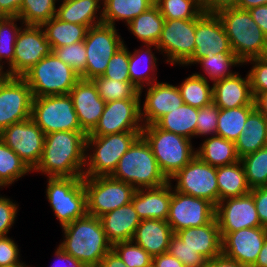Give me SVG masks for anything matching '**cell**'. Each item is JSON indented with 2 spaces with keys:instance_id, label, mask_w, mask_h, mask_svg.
Here are the masks:
<instances>
[{
  "instance_id": "obj_1",
  "label": "cell",
  "mask_w": 267,
  "mask_h": 267,
  "mask_svg": "<svg viewBox=\"0 0 267 267\" xmlns=\"http://www.w3.org/2000/svg\"><path fill=\"white\" fill-rule=\"evenodd\" d=\"M86 136L84 131L46 134L41 160L33 171L47 177H83Z\"/></svg>"
},
{
  "instance_id": "obj_2",
  "label": "cell",
  "mask_w": 267,
  "mask_h": 267,
  "mask_svg": "<svg viewBox=\"0 0 267 267\" xmlns=\"http://www.w3.org/2000/svg\"><path fill=\"white\" fill-rule=\"evenodd\" d=\"M62 229L63 241L59 246L87 267H98L112 249L99 217L87 214Z\"/></svg>"
},
{
  "instance_id": "obj_3",
  "label": "cell",
  "mask_w": 267,
  "mask_h": 267,
  "mask_svg": "<svg viewBox=\"0 0 267 267\" xmlns=\"http://www.w3.org/2000/svg\"><path fill=\"white\" fill-rule=\"evenodd\" d=\"M233 53L244 64L267 56V36L253 20L248 10L227 8L219 11Z\"/></svg>"
},
{
  "instance_id": "obj_4",
  "label": "cell",
  "mask_w": 267,
  "mask_h": 267,
  "mask_svg": "<svg viewBox=\"0 0 267 267\" xmlns=\"http://www.w3.org/2000/svg\"><path fill=\"white\" fill-rule=\"evenodd\" d=\"M111 176L132 185L136 190L158 187L168 182L142 135L120 158Z\"/></svg>"
},
{
  "instance_id": "obj_5",
  "label": "cell",
  "mask_w": 267,
  "mask_h": 267,
  "mask_svg": "<svg viewBox=\"0 0 267 267\" xmlns=\"http://www.w3.org/2000/svg\"><path fill=\"white\" fill-rule=\"evenodd\" d=\"M141 135L151 147L159 169L168 181L196 156V148L190 139L163 130L156 124L144 125Z\"/></svg>"
},
{
  "instance_id": "obj_6",
  "label": "cell",
  "mask_w": 267,
  "mask_h": 267,
  "mask_svg": "<svg viewBox=\"0 0 267 267\" xmlns=\"http://www.w3.org/2000/svg\"><path fill=\"white\" fill-rule=\"evenodd\" d=\"M140 135L141 132H122L105 136H86L83 177L111 176L120 158ZM91 150L92 152H89Z\"/></svg>"
},
{
  "instance_id": "obj_7",
  "label": "cell",
  "mask_w": 267,
  "mask_h": 267,
  "mask_svg": "<svg viewBox=\"0 0 267 267\" xmlns=\"http://www.w3.org/2000/svg\"><path fill=\"white\" fill-rule=\"evenodd\" d=\"M22 78L29 85L33 97L68 95L81 79L79 74L53 52L30 68Z\"/></svg>"
},
{
  "instance_id": "obj_8",
  "label": "cell",
  "mask_w": 267,
  "mask_h": 267,
  "mask_svg": "<svg viewBox=\"0 0 267 267\" xmlns=\"http://www.w3.org/2000/svg\"><path fill=\"white\" fill-rule=\"evenodd\" d=\"M83 177H47L46 197L60 227L87 215Z\"/></svg>"
},
{
  "instance_id": "obj_9",
  "label": "cell",
  "mask_w": 267,
  "mask_h": 267,
  "mask_svg": "<svg viewBox=\"0 0 267 267\" xmlns=\"http://www.w3.org/2000/svg\"><path fill=\"white\" fill-rule=\"evenodd\" d=\"M87 194V214L101 217L131 202L136 189L112 176L83 177Z\"/></svg>"
},
{
  "instance_id": "obj_10",
  "label": "cell",
  "mask_w": 267,
  "mask_h": 267,
  "mask_svg": "<svg viewBox=\"0 0 267 267\" xmlns=\"http://www.w3.org/2000/svg\"><path fill=\"white\" fill-rule=\"evenodd\" d=\"M31 119L45 135L58 131H83L69 94L33 97Z\"/></svg>"
},
{
  "instance_id": "obj_11",
  "label": "cell",
  "mask_w": 267,
  "mask_h": 267,
  "mask_svg": "<svg viewBox=\"0 0 267 267\" xmlns=\"http://www.w3.org/2000/svg\"><path fill=\"white\" fill-rule=\"evenodd\" d=\"M115 26L101 23L88 28L84 45L86 48V68L81 79L93 80L105 73L112 56L125 43Z\"/></svg>"
},
{
  "instance_id": "obj_12",
  "label": "cell",
  "mask_w": 267,
  "mask_h": 267,
  "mask_svg": "<svg viewBox=\"0 0 267 267\" xmlns=\"http://www.w3.org/2000/svg\"><path fill=\"white\" fill-rule=\"evenodd\" d=\"M172 180L176 181L175 186ZM169 181L175 191L206 199L215 206L219 203L216 167L205 163L197 155Z\"/></svg>"
},
{
  "instance_id": "obj_13",
  "label": "cell",
  "mask_w": 267,
  "mask_h": 267,
  "mask_svg": "<svg viewBox=\"0 0 267 267\" xmlns=\"http://www.w3.org/2000/svg\"><path fill=\"white\" fill-rule=\"evenodd\" d=\"M141 97L106 102L104 111L94 130L87 136H105L122 132H141Z\"/></svg>"
},
{
  "instance_id": "obj_14",
  "label": "cell",
  "mask_w": 267,
  "mask_h": 267,
  "mask_svg": "<svg viewBox=\"0 0 267 267\" xmlns=\"http://www.w3.org/2000/svg\"><path fill=\"white\" fill-rule=\"evenodd\" d=\"M52 52L41 25H24L20 29L13 62L4 70V75L22 77L30 68Z\"/></svg>"
},
{
  "instance_id": "obj_15",
  "label": "cell",
  "mask_w": 267,
  "mask_h": 267,
  "mask_svg": "<svg viewBox=\"0 0 267 267\" xmlns=\"http://www.w3.org/2000/svg\"><path fill=\"white\" fill-rule=\"evenodd\" d=\"M196 19H165L156 44L170 65H183L195 50Z\"/></svg>"
},
{
  "instance_id": "obj_16",
  "label": "cell",
  "mask_w": 267,
  "mask_h": 267,
  "mask_svg": "<svg viewBox=\"0 0 267 267\" xmlns=\"http://www.w3.org/2000/svg\"><path fill=\"white\" fill-rule=\"evenodd\" d=\"M33 95L22 77L0 76V130L31 118Z\"/></svg>"
},
{
  "instance_id": "obj_17",
  "label": "cell",
  "mask_w": 267,
  "mask_h": 267,
  "mask_svg": "<svg viewBox=\"0 0 267 267\" xmlns=\"http://www.w3.org/2000/svg\"><path fill=\"white\" fill-rule=\"evenodd\" d=\"M1 140L11 148L32 171L39 164L43 154L45 134L31 118L13 123L2 130Z\"/></svg>"
},
{
  "instance_id": "obj_18",
  "label": "cell",
  "mask_w": 267,
  "mask_h": 267,
  "mask_svg": "<svg viewBox=\"0 0 267 267\" xmlns=\"http://www.w3.org/2000/svg\"><path fill=\"white\" fill-rule=\"evenodd\" d=\"M216 206L210 201L186 195L172 188L167 223L173 233L179 230L199 227L215 219Z\"/></svg>"
},
{
  "instance_id": "obj_19",
  "label": "cell",
  "mask_w": 267,
  "mask_h": 267,
  "mask_svg": "<svg viewBox=\"0 0 267 267\" xmlns=\"http://www.w3.org/2000/svg\"><path fill=\"white\" fill-rule=\"evenodd\" d=\"M220 52H233L224 25L217 14L203 12L196 18L195 50L182 66L194 65L199 59Z\"/></svg>"
},
{
  "instance_id": "obj_20",
  "label": "cell",
  "mask_w": 267,
  "mask_h": 267,
  "mask_svg": "<svg viewBox=\"0 0 267 267\" xmlns=\"http://www.w3.org/2000/svg\"><path fill=\"white\" fill-rule=\"evenodd\" d=\"M215 218L221 237L229 232L262 226L250 193L219 201L216 205Z\"/></svg>"
},
{
  "instance_id": "obj_21",
  "label": "cell",
  "mask_w": 267,
  "mask_h": 267,
  "mask_svg": "<svg viewBox=\"0 0 267 267\" xmlns=\"http://www.w3.org/2000/svg\"><path fill=\"white\" fill-rule=\"evenodd\" d=\"M267 237V228L251 227L229 232L222 237V254L245 267H252Z\"/></svg>"
},
{
  "instance_id": "obj_22",
  "label": "cell",
  "mask_w": 267,
  "mask_h": 267,
  "mask_svg": "<svg viewBox=\"0 0 267 267\" xmlns=\"http://www.w3.org/2000/svg\"><path fill=\"white\" fill-rule=\"evenodd\" d=\"M81 129L88 135L97 126L106 102L93 80L80 79L69 92Z\"/></svg>"
},
{
  "instance_id": "obj_23",
  "label": "cell",
  "mask_w": 267,
  "mask_h": 267,
  "mask_svg": "<svg viewBox=\"0 0 267 267\" xmlns=\"http://www.w3.org/2000/svg\"><path fill=\"white\" fill-rule=\"evenodd\" d=\"M147 88L141 106L143 125L155 124L162 116L184 104L177 85L155 82Z\"/></svg>"
},
{
  "instance_id": "obj_24",
  "label": "cell",
  "mask_w": 267,
  "mask_h": 267,
  "mask_svg": "<svg viewBox=\"0 0 267 267\" xmlns=\"http://www.w3.org/2000/svg\"><path fill=\"white\" fill-rule=\"evenodd\" d=\"M213 102L220 109L255 106L249 75L243 78L239 72L213 84Z\"/></svg>"
},
{
  "instance_id": "obj_25",
  "label": "cell",
  "mask_w": 267,
  "mask_h": 267,
  "mask_svg": "<svg viewBox=\"0 0 267 267\" xmlns=\"http://www.w3.org/2000/svg\"><path fill=\"white\" fill-rule=\"evenodd\" d=\"M172 197V184L167 183L153 188L137 189L132 197V204L138 217L166 221Z\"/></svg>"
},
{
  "instance_id": "obj_26",
  "label": "cell",
  "mask_w": 267,
  "mask_h": 267,
  "mask_svg": "<svg viewBox=\"0 0 267 267\" xmlns=\"http://www.w3.org/2000/svg\"><path fill=\"white\" fill-rule=\"evenodd\" d=\"M192 249L202 255L207 261L222 253V237L216 218L199 227H190L175 233Z\"/></svg>"
},
{
  "instance_id": "obj_27",
  "label": "cell",
  "mask_w": 267,
  "mask_h": 267,
  "mask_svg": "<svg viewBox=\"0 0 267 267\" xmlns=\"http://www.w3.org/2000/svg\"><path fill=\"white\" fill-rule=\"evenodd\" d=\"M99 218L106 237L112 245L118 242L131 241L141 222L132 202L107 212Z\"/></svg>"
},
{
  "instance_id": "obj_28",
  "label": "cell",
  "mask_w": 267,
  "mask_h": 267,
  "mask_svg": "<svg viewBox=\"0 0 267 267\" xmlns=\"http://www.w3.org/2000/svg\"><path fill=\"white\" fill-rule=\"evenodd\" d=\"M173 234L167 221L143 219L137 226L132 241L155 257L168 251Z\"/></svg>"
},
{
  "instance_id": "obj_29",
  "label": "cell",
  "mask_w": 267,
  "mask_h": 267,
  "mask_svg": "<svg viewBox=\"0 0 267 267\" xmlns=\"http://www.w3.org/2000/svg\"><path fill=\"white\" fill-rule=\"evenodd\" d=\"M143 46L140 47L142 49H135L134 52L129 51L130 82L138 88L140 94L144 92V87L158 82L155 72H157L156 63L159 59L151 48L153 47L160 52L156 45L144 44Z\"/></svg>"
},
{
  "instance_id": "obj_30",
  "label": "cell",
  "mask_w": 267,
  "mask_h": 267,
  "mask_svg": "<svg viewBox=\"0 0 267 267\" xmlns=\"http://www.w3.org/2000/svg\"><path fill=\"white\" fill-rule=\"evenodd\" d=\"M60 1L62 3L57 8L56 17L61 21L83 25L87 28L103 23L102 0Z\"/></svg>"
},
{
  "instance_id": "obj_31",
  "label": "cell",
  "mask_w": 267,
  "mask_h": 267,
  "mask_svg": "<svg viewBox=\"0 0 267 267\" xmlns=\"http://www.w3.org/2000/svg\"><path fill=\"white\" fill-rule=\"evenodd\" d=\"M267 146V119L255 109L247 118L242 133L235 141L238 157L254 153Z\"/></svg>"
},
{
  "instance_id": "obj_32",
  "label": "cell",
  "mask_w": 267,
  "mask_h": 267,
  "mask_svg": "<svg viewBox=\"0 0 267 267\" xmlns=\"http://www.w3.org/2000/svg\"><path fill=\"white\" fill-rule=\"evenodd\" d=\"M200 147L196 148V155L205 163L214 166H227L240 161L235 142L215 135L203 139Z\"/></svg>"
},
{
  "instance_id": "obj_33",
  "label": "cell",
  "mask_w": 267,
  "mask_h": 267,
  "mask_svg": "<svg viewBox=\"0 0 267 267\" xmlns=\"http://www.w3.org/2000/svg\"><path fill=\"white\" fill-rule=\"evenodd\" d=\"M155 0H104L102 4L103 23L116 27V21L128 25L135 17L147 11Z\"/></svg>"
},
{
  "instance_id": "obj_34",
  "label": "cell",
  "mask_w": 267,
  "mask_h": 267,
  "mask_svg": "<svg viewBox=\"0 0 267 267\" xmlns=\"http://www.w3.org/2000/svg\"><path fill=\"white\" fill-rule=\"evenodd\" d=\"M219 201L240 197L250 193L241 161L227 166L216 167Z\"/></svg>"
},
{
  "instance_id": "obj_35",
  "label": "cell",
  "mask_w": 267,
  "mask_h": 267,
  "mask_svg": "<svg viewBox=\"0 0 267 267\" xmlns=\"http://www.w3.org/2000/svg\"><path fill=\"white\" fill-rule=\"evenodd\" d=\"M165 18L154 4L147 11L135 17L127 26L131 34L143 45H156L163 29Z\"/></svg>"
},
{
  "instance_id": "obj_36",
  "label": "cell",
  "mask_w": 267,
  "mask_h": 267,
  "mask_svg": "<svg viewBox=\"0 0 267 267\" xmlns=\"http://www.w3.org/2000/svg\"><path fill=\"white\" fill-rule=\"evenodd\" d=\"M197 117L198 108L183 104L162 116L155 124L163 130L192 140L196 133Z\"/></svg>"
},
{
  "instance_id": "obj_37",
  "label": "cell",
  "mask_w": 267,
  "mask_h": 267,
  "mask_svg": "<svg viewBox=\"0 0 267 267\" xmlns=\"http://www.w3.org/2000/svg\"><path fill=\"white\" fill-rule=\"evenodd\" d=\"M41 26L51 48H59L84 41L88 30L86 26L61 21L56 16L44 22Z\"/></svg>"
},
{
  "instance_id": "obj_38",
  "label": "cell",
  "mask_w": 267,
  "mask_h": 267,
  "mask_svg": "<svg viewBox=\"0 0 267 267\" xmlns=\"http://www.w3.org/2000/svg\"><path fill=\"white\" fill-rule=\"evenodd\" d=\"M195 64H200V68H203L204 74H206V76L208 75V77L198 72L194 74L205 78L207 81H209V78L210 81H212L211 83L234 75L236 71L230 70L231 67L243 65L233 52H220L217 55L205 56L199 59Z\"/></svg>"
},
{
  "instance_id": "obj_39",
  "label": "cell",
  "mask_w": 267,
  "mask_h": 267,
  "mask_svg": "<svg viewBox=\"0 0 267 267\" xmlns=\"http://www.w3.org/2000/svg\"><path fill=\"white\" fill-rule=\"evenodd\" d=\"M255 106H241L231 109H220L216 135L235 142L242 133V128Z\"/></svg>"
},
{
  "instance_id": "obj_40",
  "label": "cell",
  "mask_w": 267,
  "mask_h": 267,
  "mask_svg": "<svg viewBox=\"0 0 267 267\" xmlns=\"http://www.w3.org/2000/svg\"><path fill=\"white\" fill-rule=\"evenodd\" d=\"M177 87L184 104L199 109L213 102V85L194 73L185 78Z\"/></svg>"
},
{
  "instance_id": "obj_41",
  "label": "cell",
  "mask_w": 267,
  "mask_h": 267,
  "mask_svg": "<svg viewBox=\"0 0 267 267\" xmlns=\"http://www.w3.org/2000/svg\"><path fill=\"white\" fill-rule=\"evenodd\" d=\"M33 171L2 140H0V188L8 187Z\"/></svg>"
},
{
  "instance_id": "obj_42",
  "label": "cell",
  "mask_w": 267,
  "mask_h": 267,
  "mask_svg": "<svg viewBox=\"0 0 267 267\" xmlns=\"http://www.w3.org/2000/svg\"><path fill=\"white\" fill-rule=\"evenodd\" d=\"M17 21H20V27ZM22 26L24 25L19 17H0V76L4 75V65L7 63L9 66L14 60L15 43Z\"/></svg>"
},
{
  "instance_id": "obj_43",
  "label": "cell",
  "mask_w": 267,
  "mask_h": 267,
  "mask_svg": "<svg viewBox=\"0 0 267 267\" xmlns=\"http://www.w3.org/2000/svg\"><path fill=\"white\" fill-rule=\"evenodd\" d=\"M250 189L267 187V146L240 159Z\"/></svg>"
},
{
  "instance_id": "obj_44",
  "label": "cell",
  "mask_w": 267,
  "mask_h": 267,
  "mask_svg": "<svg viewBox=\"0 0 267 267\" xmlns=\"http://www.w3.org/2000/svg\"><path fill=\"white\" fill-rule=\"evenodd\" d=\"M59 0H24L18 17L24 25H42L56 16Z\"/></svg>"
},
{
  "instance_id": "obj_45",
  "label": "cell",
  "mask_w": 267,
  "mask_h": 267,
  "mask_svg": "<svg viewBox=\"0 0 267 267\" xmlns=\"http://www.w3.org/2000/svg\"><path fill=\"white\" fill-rule=\"evenodd\" d=\"M154 4L165 19H196L203 13L200 0H155Z\"/></svg>"
},
{
  "instance_id": "obj_46",
  "label": "cell",
  "mask_w": 267,
  "mask_h": 267,
  "mask_svg": "<svg viewBox=\"0 0 267 267\" xmlns=\"http://www.w3.org/2000/svg\"><path fill=\"white\" fill-rule=\"evenodd\" d=\"M100 97L105 101H116L121 99H132L139 90L130 81H118L97 76L93 79Z\"/></svg>"
},
{
  "instance_id": "obj_47",
  "label": "cell",
  "mask_w": 267,
  "mask_h": 267,
  "mask_svg": "<svg viewBox=\"0 0 267 267\" xmlns=\"http://www.w3.org/2000/svg\"><path fill=\"white\" fill-rule=\"evenodd\" d=\"M112 249L127 267H152L153 257L132 240L115 243Z\"/></svg>"
},
{
  "instance_id": "obj_48",
  "label": "cell",
  "mask_w": 267,
  "mask_h": 267,
  "mask_svg": "<svg viewBox=\"0 0 267 267\" xmlns=\"http://www.w3.org/2000/svg\"><path fill=\"white\" fill-rule=\"evenodd\" d=\"M51 49L61 61L69 65L77 74L81 76L85 72L87 54L84 41Z\"/></svg>"
},
{
  "instance_id": "obj_49",
  "label": "cell",
  "mask_w": 267,
  "mask_h": 267,
  "mask_svg": "<svg viewBox=\"0 0 267 267\" xmlns=\"http://www.w3.org/2000/svg\"><path fill=\"white\" fill-rule=\"evenodd\" d=\"M177 258L185 267H206L207 260L198 252L189 249L175 233L170 239L167 251Z\"/></svg>"
},
{
  "instance_id": "obj_50",
  "label": "cell",
  "mask_w": 267,
  "mask_h": 267,
  "mask_svg": "<svg viewBox=\"0 0 267 267\" xmlns=\"http://www.w3.org/2000/svg\"><path fill=\"white\" fill-rule=\"evenodd\" d=\"M108 79L118 81H130L129 76V49L124 44L112 56L106 67L105 73L102 75Z\"/></svg>"
},
{
  "instance_id": "obj_51",
  "label": "cell",
  "mask_w": 267,
  "mask_h": 267,
  "mask_svg": "<svg viewBox=\"0 0 267 267\" xmlns=\"http://www.w3.org/2000/svg\"><path fill=\"white\" fill-rule=\"evenodd\" d=\"M219 110L220 108L214 102L198 109L195 137L216 135Z\"/></svg>"
},
{
  "instance_id": "obj_52",
  "label": "cell",
  "mask_w": 267,
  "mask_h": 267,
  "mask_svg": "<svg viewBox=\"0 0 267 267\" xmlns=\"http://www.w3.org/2000/svg\"><path fill=\"white\" fill-rule=\"evenodd\" d=\"M251 63L248 71L252 95L255 98L260 93L267 92V56L253 58L244 64Z\"/></svg>"
},
{
  "instance_id": "obj_53",
  "label": "cell",
  "mask_w": 267,
  "mask_h": 267,
  "mask_svg": "<svg viewBox=\"0 0 267 267\" xmlns=\"http://www.w3.org/2000/svg\"><path fill=\"white\" fill-rule=\"evenodd\" d=\"M17 242L8 237H0V267L28 266L19 258L20 249Z\"/></svg>"
},
{
  "instance_id": "obj_54",
  "label": "cell",
  "mask_w": 267,
  "mask_h": 267,
  "mask_svg": "<svg viewBox=\"0 0 267 267\" xmlns=\"http://www.w3.org/2000/svg\"><path fill=\"white\" fill-rule=\"evenodd\" d=\"M18 206L10 198L0 195V237L8 236L9 230L15 223Z\"/></svg>"
},
{
  "instance_id": "obj_55",
  "label": "cell",
  "mask_w": 267,
  "mask_h": 267,
  "mask_svg": "<svg viewBox=\"0 0 267 267\" xmlns=\"http://www.w3.org/2000/svg\"><path fill=\"white\" fill-rule=\"evenodd\" d=\"M250 194L253 196L261 225L267 228V187L251 189Z\"/></svg>"
},
{
  "instance_id": "obj_56",
  "label": "cell",
  "mask_w": 267,
  "mask_h": 267,
  "mask_svg": "<svg viewBox=\"0 0 267 267\" xmlns=\"http://www.w3.org/2000/svg\"><path fill=\"white\" fill-rule=\"evenodd\" d=\"M240 0H200L204 13H215L227 8H235Z\"/></svg>"
},
{
  "instance_id": "obj_57",
  "label": "cell",
  "mask_w": 267,
  "mask_h": 267,
  "mask_svg": "<svg viewBox=\"0 0 267 267\" xmlns=\"http://www.w3.org/2000/svg\"><path fill=\"white\" fill-rule=\"evenodd\" d=\"M55 258L56 262L59 261L55 265L53 264L55 267H87L81 261L67 254L59 245L55 249ZM53 265L51 267H54Z\"/></svg>"
},
{
  "instance_id": "obj_58",
  "label": "cell",
  "mask_w": 267,
  "mask_h": 267,
  "mask_svg": "<svg viewBox=\"0 0 267 267\" xmlns=\"http://www.w3.org/2000/svg\"><path fill=\"white\" fill-rule=\"evenodd\" d=\"M24 0H0V17H18Z\"/></svg>"
},
{
  "instance_id": "obj_59",
  "label": "cell",
  "mask_w": 267,
  "mask_h": 267,
  "mask_svg": "<svg viewBox=\"0 0 267 267\" xmlns=\"http://www.w3.org/2000/svg\"><path fill=\"white\" fill-rule=\"evenodd\" d=\"M248 11L262 32L267 36V4L251 8Z\"/></svg>"
},
{
  "instance_id": "obj_60",
  "label": "cell",
  "mask_w": 267,
  "mask_h": 267,
  "mask_svg": "<svg viewBox=\"0 0 267 267\" xmlns=\"http://www.w3.org/2000/svg\"><path fill=\"white\" fill-rule=\"evenodd\" d=\"M152 267H185V265L166 252L153 257Z\"/></svg>"
},
{
  "instance_id": "obj_61",
  "label": "cell",
  "mask_w": 267,
  "mask_h": 267,
  "mask_svg": "<svg viewBox=\"0 0 267 267\" xmlns=\"http://www.w3.org/2000/svg\"><path fill=\"white\" fill-rule=\"evenodd\" d=\"M206 267H245L234 259L228 258L224 254H220L206 263Z\"/></svg>"
},
{
  "instance_id": "obj_62",
  "label": "cell",
  "mask_w": 267,
  "mask_h": 267,
  "mask_svg": "<svg viewBox=\"0 0 267 267\" xmlns=\"http://www.w3.org/2000/svg\"><path fill=\"white\" fill-rule=\"evenodd\" d=\"M98 267H127L117 253L111 249L101 260Z\"/></svg>"
},
{
  "instance_id": "obj_63",
  "label": "cell",
  "mask_w": 267,
  "mask_h": 267,
  "mask_svg": "<svg viewBox=\"0 0 267 267\" xmlns=\"http://www.w3.org/2000/svg\"><path fill=\"white\" fill-rule=\"evenodd\" d=\"M255 108L267 119V92L254 98Z\"/></svg>"
},
{
  "instance_id": "obj_64",
  "label": "cell",
  "mask_w": 267,
  "mask_h": 267,
  "mask_svg": "<svg viewBox=\"0 0 267 267\" xmlns=\"http://www.w3.org/2000/svg\"><path fill=\"white\" fill-rule=\"evenodd\" d=\"M252 267H267V237L263 243L260 253L258 254L257 260Z\"/></svg>"
},
{
  "instance_id": "obj_65",
  "label": "cell",
  "mask_w": 267,
  "mask_h": 267,
  "mask_svg": "<svg viewBox=\"0 0 267 267\" xmlns=\"http://www.w3.org/2000/svg\"><path fill=\"white\" fill-rule=\"evenodd\" d=\"M265 4H267V0H240L237 8L249 10L251 8Z\"/></svg>"
},
{
  "instance_id": "obj_66",
  "label": "cell",
  "mask_w": 267,
  "mask_h": 267,
  "mask_svg": "<svg viewBox=\"0 0 267 267\" xmlns=\"http://www.w3.org/2000/svg\"><path fill=\"white\" fill-rule=\"evenodd\" d=\"M12 267H29V266H12Z\"/></svg>"
}]
</instances>
